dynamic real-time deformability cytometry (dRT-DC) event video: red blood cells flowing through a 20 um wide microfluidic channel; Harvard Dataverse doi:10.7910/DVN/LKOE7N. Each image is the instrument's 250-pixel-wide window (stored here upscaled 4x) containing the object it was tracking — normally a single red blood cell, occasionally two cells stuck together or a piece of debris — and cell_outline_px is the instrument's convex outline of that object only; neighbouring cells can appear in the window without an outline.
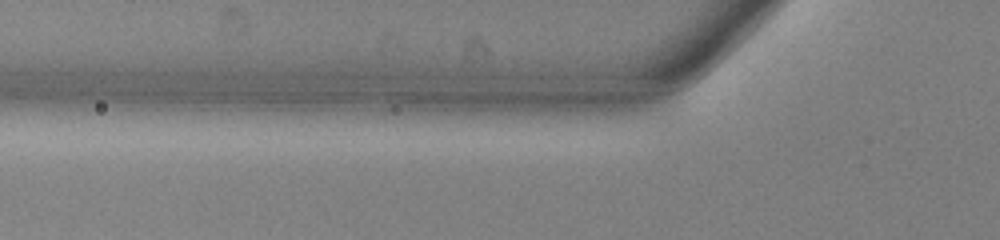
{"species": "common noctule bat (a hibernating species)", "species_latin": "Nyctalus noctula", "temperature_condition": "warm", "stored_images_in_passage": 4, "segment_of_instrument_passage": [1, 3], "camera_frame_rate_fps": 3000, "um_per_image_px": 0.085, "animal": {"sex": "male", "body_mass_g": 13.0, "forearm_length_mm": 53.1}, "frame": {"image": 1, "passage_image": 2, "time_ms": 0.333, "image_size_px": [1000, 240], "cell_outline_px": [[636, 108], [556, 112], [464, 116], [416, 108], [400, 104], [400, 92], [628, 96], [636, 100]], "centroid_in_image_um": [43.46, 8.76], "position_along_channel_um": 82.3, "area_um2": 29.94}}